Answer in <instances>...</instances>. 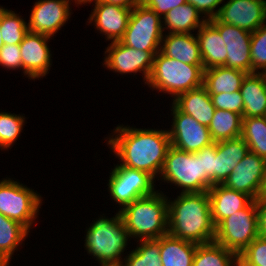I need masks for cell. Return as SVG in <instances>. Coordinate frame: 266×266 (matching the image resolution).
<instances>
[{"mask_svg": "<svg viewBox=\"0 0 266 266\" xmlns=\"http://www.w3.org/2000/svg\"><path fill=\"white\" fill-rule=\"evenodd\" d=\"M106 137L111 154L121 166L150 174L158 181L171 146L168 130L117 125ZM112 134V135H111Z\"/></svg>", "mask_w": 266, "mask_h": 266, "instance_id": "6da1fadb", "label": "cell"}, {"mask_svg": "<svg viewBox=\"0 0 266 266\" xmlns=\"http://www.w3.org/2000/svg\"><path fill=\"white\" fill-rule=\"evenodd\" d=\"M176 197L167 196L168 234L198 245L213 242L215 226L208 192L179 193Z\"/></svg>", "mask_w": 266, "mask_h": 266, "instance_id": "7a4b0ae2", "label": "cell"}, {"mask_svg": "<svg viewBox=\"0 0 266 266\" xmlns=\"http://www.w3.org/2000/svg\"><path fill=\"white\" fill-rule=\"evenodd\" d=\"M118 212L134 242L168 234V200L160 189L134 200Z\"/></svg>", "mask_w": 266, "mask_h": 266, "instance_id": "3957f363", "label": "cell"}, {"mask_svg": "<svg viewBox=\"0 0 266 266\" xmlns=\"http://www.w3.org/2000/svg\"><path fill=\"white\" fill-rule=\"evenodd\" d=\"M89 225L85 230L84 249L97 263L122 261L126 257L131 240L118 211L111 218L102 214Z\"/></svg>", "mask_w": 266, "mask_h": 266, "instance_id": "277c9868", "label": "cell"}, {"mask_svg": "<svg viewBox=\"0 0 266 266\" xmlns=\"http://www.w3.org/2000/svg\"><path fill=\"white\" fill-rule=\"evenodd\" d=\"M203 73V65H189L159 51L146 85L152 91L171 95L174 100L179 94L202 86Z\"/></svg>", "mask_w": 266, "mask_h": 266, "instance_id": "5b68a950", "label": "cell"}, {"mask_svg": "<svg viewBox=\"0 0 266 266\" xmlns=\"http://www.w3.org/2000/svg\"><path fill=\"white\" fill-rule=\"evenodd\" d=\"M43 198L40 193L13 178L0 180V213L29 231L38 219Z\"/></svg>", "mask_w": 266, "mask_h": 266, "instance_id": "8992f818", "label": "cell"}, {"mask_svg": "<svg viewBox=\"0 0 266 266\" xmlns=\"http://www.w3.org/2000/svg\"><path fill=\"white\" fill-rule=\"evenodd\" d=\"M158 180L181 188L179 193L203 192V165L197 153L170 146Z\"/></svg>", "mask_w": 266, "mask_h": 266, "instance_id": "52a82bcc", "label": "cell"}, {"mask_svg": "<svg viewBox=\"0 0 266 266\" xmlns=\"http://www.w3.org/2000/svg\"><path fill=\"white\" fill-rule=\"evenodd\" d=\"M258 236V211L256 200H252L244 209L226 217L215 227L214 242L239 256Z\"/></svg>", "mask_w": 266, "mask_h": 266, "instance_id": "ba28073f", "label": "cell"}, {"mask_svg": "<svg viewBox=\"0 0 266 266\" xmlns=\"http://www.w3.org/2000/svg\"><path fill=\"white\" fill-rule=\"evenodd\" d=\"M163 35L162 18L140 3L132 9L120 41L136 50L160 51Z\"/></svg>", "mask_w": 266, "mask_h": 266, "instance_id": "9c48e42d", "label": "cell"}, {"mask_svg": "<svg viewBox=\"0 0 266 266\" xmlns=\"http://www.w3.org/2000/svg\"><path fill=\"white\" fill-rule=\"evenodd\" d=\"M111 200L119 205L118 211L140 197L153 194L156 180L148 173L115 164L107 180Z\"/></svg>", "mask_w": 266, "mask_h": 266, "instance_id": "30bf717a", "label": "cell"}, {"mask_svg": "<svg viewBox=\"0 0 266 266\" xmlns=\"http://www.w3.org/2000/svg\"><path fill=\"white\" fill-rule=\"evenodd\" d=\"M105 50V57L101 64L104 68L109 69V72L111 70L125 76L141 73L144 85L150 76L154 57L159 52L136 50L124 45L121 41L109 43Z\"/></svg>", "mask_w": 266, "mask_h": 266, "instance_id": "8fae6325", "label": "cell"}, {"mask_svg": "<svg viewBox=\"0 0 266 266\" xmlns=\"http://www.w3.org/2000/svg\"><path fill=\"white\" fill-rule=\"evenodd\" d=\"M172 124L168 129L171 145L186 152L196 153L214 143L207 126L181 112L173 103L170 107Z\"/></svg>", "mask_w": 266, "mask_h": 266, "instance_id": "7c38bea8", "label": "cell"}, {"mask_svg": "<svg viewBox=\"0 0 266 266\" xmlns=\"http://www.w3.org/2000/svg\"><path fill=\"white\" fill-rule=\"evenodd\" d=\"M72 3L73 0H37L30 10L28 31L54 38L70 19Z\"/></svg>", "mask_w": 266, "mask_h": 266, "instance_id": "4fadbf2b", "label": "cell"}, {"mask_svg": "<svg viewBox=\"0 0 266 266\" xmlns=\"http://www.w3.org/2000/svg\"><path fill=\"white\" fill-rule=\"evenodd\" d=\"M52 39L45 34L28 32L19 44L22 73L28 79L39 80L50 73L53 59L48 42Z\"/></svg>", "mask_w": 266, "mask_h": 266, "instance_id": "5bb4252c", "label": "cell"}, {"mask_svg": "<svg viewBox=\"0 0 266 266\" xmlns=\"http://www.w3.org/2000/svg\"><path fill=\"white\" fill-rule=\"evenodd\" d=\"M266 176V160L249 152L232 170L222 185L257 200Z\"/></svg>", "mask_w": 266, "mask_h": 266, "instance_id": "9a60e30c", "label": "cell"}, {"mask_svg": "<svg viewBox=\"0 0 266 266\" xmlns=\"http://www.w3.org/2000/svg\"><path fill=\"white\" fill-rule=\"evenodd\" d=\"M209 21L218 29L225 42L227 59L224 66L252 74L250 56L252 33L240 27L220 22L217 18Z\"/></svg>", "mask_w": 266, "mask_h": 266, "instance_id": "2e32d148", "label": "cell"}, {"mask_svg": "<svg viewBox=\"0 0 266 266\" xmlns=\"http://www.w3.org/2000/svg\"><path fill=\"white\" fill-rule=\"evenodd\" d=\"M216 18L251 33L266 23V0H227Z\"/></svg>", "mask_w": 266, "mask_h": 266, "instance_id": "e0dca14e", "label": "cell"}, {"mask_svg": "<svg viewBox=\"0 0 266 266\" xmlns=\"http://www.w3.org/2000/svg\"><path fill=\"white\" fill-rule=\"evenodd\" d=\"M94 6L89 14L88 25L93 23L94 29L105 40L110 42L120 41L128 26L132 9L107 2H93Z\"/></svg>", "mask_w": 266, "mask_h": 266, "instance_id": "ac0fdd59", "label": "cell"}, {"mask_svg": "<svg viewBox=\"0 0 266 266\" xmlns=\"http://www.w3.org/2000/svg\"><path fill=\"white\" fill-rule=\"evenodd\" d=\"M207 192L215 227L226 217L244 209L253 200L247 194L227 188L222 184L213 185Z\"/></svg>", "mask_w": 266, "mask_h": 266, "instance_id": "d6986e66", "label": "cell"}, {"mask_svg": "<svg viewBox=\"0 0 266 266\" xmlns=\"http://www.w3.org/2000/svg\"><path fill=\"white\" fill-rule=\"evenodd\" d=\"M160 52L189 65H203L195 33H164Z\"/></svg>", "mask_w": 266, "mask_h": 266, "instance_id": "ffe728a7", "label": "cell"}, {"mask_svg": "<svg viewBox=\"0 0 266 266\" xmlns=\"http://www.w3.org/2000/svg\"><path fill=\"white\" fill-rule=\"evenodd\" d=\"M248 153L249 147L241 137L216 142L214 185L223 184L232 170Z\"/></svg>", "mask_w": 266, "mask_h": 266, "instance_id": "44dd1931", "label": "cell"}, {"mask_svg": "<svg viewBox=\"0 0 266 266\" xmlns=\"http://www.w3.org/2000/svg\"><path fill=\"white\" fill-rule=\"evenodd\" d=\"M172 103L181 112L192 116L198 123L207 127L210 125L216 110L203 85L179 94L172 100Z\"/></svg>", "mask_w": 266, "mask_h": 266, "instance_id": "7402d4cb", "label": "cell"}, {"mask_svg": "<svg viewBox=\"0 0 266 266\" xmlns=\"http://www.w3.org/2000/svg\"><path fill=\"white\" fill-rule=\"evenodd\" d=\"M199 42L204 70L224 66L227 50L218 29L206 21L195 33Z\"/></svg>", "mask_w": 266, "mask_h": 266, "instance_id": "603a6c76", "label": "cell"}, {"mask_svg": "<svg viewBox=\"0 0 266 266\" xmlns=\"http://www.w3.org/2000/svg\"><path fill=\"white\" fill-rule=\"evenodd\" d=\"M240 92L244 102L243 118L266 116V73L247 74Z\"/></svg>", "mask_w": 266, "mask_h": 266, "instance_id": "cb8c5ba5", "label": "cell"}, {"mask_svg": "<svg viewBox=\"0 0 266 266\" xmlns=\"http://www.w3.org/2000/svg\"><path fill=\"white\" fill-rule=\"evenodd\" d=\"M205 22L193 5L185 3L166 13L162 18V27L164 33H196Z\"/></svg>", "mask_w": 266, "mask_h": 266, "instance_id": "d4e9b609", "label": "cell"}, {"mask_svg": "<svg viewBox=\"0 0 266 266\" xmlns=\"http://www.w3.org/2000/svg\"><path fill=\"white\" fill-rule=\"evenodd\" d=\"M246 72L218 66L204 70L203 86L209 94L233 93L239 91Z\"/></svg>", "mask_w": 266, "mask_h": 266, "instance_id": "484cf974", "label": "cell"}, {"mask_svg": "<svg viewBox=\"0 0 266 266\" xmlns=\"http://www.w3.org/2000/svg\"><path fill=\"white\" fill-rule=\"evenodd\" d=\"M160 243L162 266H192L198 244L169 234L157 239Z\"/></svg>", "mask_w": 266, "mask_h": 266, "instance_id": "4316f807", "label": "cell"}, {"mask_svg": "<svg viewBox=\"0 0 266 266\" xmlns=\"http://www.w3.org/2000/svg\"><path fill=\"white\" fill-rule=\"evenodd\" d=\"M30 231L15 220H11L0 213V256L9 264L14 253L24 246Z\"/></svg>", "mask_w": 266, "mask_h": 266, "instance_id": "83f0119b", "label": "cell"}, {"mask_svg": "<svg viewBox=\"0 0 266 266\" xmlns=\"http://www.w3.org/2000/svg\"><path fill=\"white\" fill-rule=\"evenodd\" d=\"M243 117L229 110L216 109L208 129L214 142L241 136Z\"/></svg>", "mask_w": 266, "mask_h": 266, "instance_id": "f1b7e54d", "label": "cell"}, {"mask_svg": "<svg viewBox=\"0 0 266 266\" xmlns=\"http://www.w3.org/2000/svg\"><path fill=\"white\" fill-rule=\"evenodd\" d=\"M192 266H239L238 255L214 241L199 244Z\"/></svg>", "mask_w": 266, "mask_h": 266, "instance_id": "f546056e", "label": "cell"}, {"mask_svg": "<svg viewBox=\"0 0 266 266\" xmlns=\"http://www.w3.org/2000/svg\"><path fill=\"white\" fill-rule=\"evenodd\" d=\"M240 137L247 143L249 152L266 160V116L243 118Z\"/></svg>", "mask_w": 266, "mask_h": 266, "instance_id": "4dcf8cb0", "label": "cell"}, {"mask_svg": "<svg viewBox=\"0 0 266 266\" xmlns=\"http://www.w3.org/2000/svg\"><path fill=\"white\" fill-rule=\"evenodd\" d=\"M0 27L4 44L19 45L29 32L28 23L15 11L0 6Z\"/></svg>", "mask_w": 266, "mask_h": 266, "instance_id": "1f68e13d", "label": "cell"}, {"mask_svg": "<svg viewBox=\"0 0 266 266\" xmlns=\"http://www.w3.org/2000/svg\"><path fill=\"white\" fill-rule=\"evenodd\" d=\"M136 244L123 259L125 266H162L157 239L139 240Z\"/></svg>", "mask_w": 266, "mask_h": 266, "instance_id": "d6a6232c", "label": "cell"}, {"mask_svg": "<svg viewBox=\"0 0 266 266\" xmlns=\"http://www.w3.org/2000/svg\"><path fill=\"white\" fill-rule=\"evenodd\" d=\"M26 117L22 114L0 111V150L12 148L21 136Z\"/></svg>", "mask_w": 266, "mask_h": 266, "instance_id": "836d02e7", "label": "cell"}, {"mask_svg": "<svg viewBox=\"0 0 266 266\" xmlns=\"http://www.w3.org/2000/svg\"><path fill=\"white\" fill-rule=\"evenodd\" d=\"M252 73H266V23L251 36Z\"/></svg>", "mask_w": 266, "mask_h": 266, "instance_id": "e575fe53", "label": "cell"}, {"mask_svg": "<svg viewBox=\"0 0 266 266\" xmlns=\"http://www.w3.org/2000/svg\"><path fill=\"white\" fill-rule=\"evenodd\" d=\"M239 266H266V238L258 236L238 256Z\"/></svg>", "mask_w": 266, "mask_h": 266, "instance_id": "d590c367", "label": "cell"}, {"mask_svg": "<svg viewBox=\"0 0 266 266\" xmlns=\"http://www.w3.org/2000/svg\"><path fill=\"white\" fill-rule=\"evenodd\" d=\"M202 159L203 192H207L214 185V159L216 158V142L196 152Z\"/></svg>", "mask_w": 266, "mask_h": 266, "instance_id": "8d00e7d4", "label": "cell"}, {"mask_svg": "<svg viewBox=\"0 0 266 266\" xmlns=\"http://www.w3.org/2000/svg\"><path fill=\"white\" fill-rule=\"evenodd\" d=\"M216 109L243 114L244 102L240 90L233 93L209 94Z\"/></svg>", "mask_w": 266, "mask_h": 266, "instance_id": "74e56055", "label": "cell"}, {"mask_svg": "<svg viewBox=\"0 0 266 266\" xmlns=\"http://www.w3.org/2000/svg\"><path fill=\"white\" fill-rule=\"evenodd\" d=\"M0 66L6 71L22 70L20 45L4 44L0 50Z\"/></svg>", "mask_w": 266, "mask_h": 266, "instance_id": "f35d334b", "label": "cell"}, {"mask_svg": "<svg viewBox=\"0 0 266 266\" xmlns=\"http://www.w3.org/2000/svg\"><path fill=\"white\" fill-rule=\"evenodd\" d=\"M224 0H187L193 5L206 21L216 18L220 11V6Z\"/></svg>", "mask_w": 266, "mask_h": 266, "instance_id": "ab89813d", "label": "cell"}, {"mask_svg": "<svg viewBox=\"0 0 266 266\" xmlns=\"http://www.w3.org/2000/svg\"><path fill=\"white\" fill-rule=\"evenodd\" d=\"M142 3L163 18L168 11L187 3V0H142Z\"/></svg>", "mask_w": 266, "mask_h": 266, "instance_id": "60d3db41", "label": "cell"}, {"mask_svg": "<svg viewBox=\"0 0 266 266\" xmlns=\"http://www.w3.org/2000/svg\"><path fill=\"white\" fill-rule=\"evenodd\" d=\"M258 211L259 235L266 238V202H256Z\"/></svg>", "mask_w": 266, "mask_h": 266, "instance_id": "b9f144b4", "label": "cell"}, {"mask_svg": "<svg viewBox=\"0 0 266 266\" xmlns=\"http://www.w3.org/2000/svg\"><path fill=\"white\" fill-rule=\"evenodd\" d=\"M96 2H107L133 9L136 5L142 3V0H98Z\"/></svg>", "mask_w": 266, "mask_h": 266, "instance_id": "7bdbcfd3", "label": "cell"}, {"mask_svg": "<svg viewBox=\"0 0 266 266\" xmlns=\"http://www.w3.org/2000/svg\"><path fill=\"white\" fill-rule=\"evenodd\" d=\"M256 202H266V176L264 178L263 185H262L259 197L256 200Z\"/></svg>", "mask_w": 266, "mask_h": 266, "instance_id": "ee69618b", "label": "cell"}, {"mask_svg": "<svg viewBox=\"0 0 266 266\" xmlns=\"http://www.w3.org/2000/svg\"><path fill=\"white\" fill-rule=\"evenodd\" d=\"M100 266H125L124 261L99 262Z\"/></svg>", "mask_w": 266, "mask_h": 266, "instance_id": "f6af8a7d", "label": "cell"}, {"mask_svg": "<svg viewBox=\"0 0 266 266\" xmlns=\"http://www.w3.org/2000/svg\"><path fill=\"white\" fill-rule=\"evenodd\" d=\"M96 1H98V0H73V5L72 6H74L75 4V6L76 7H79V6H81L82 4H83V6L86 4V5H88V3L89 4H93V2H96ZM75 3V4H74Z\"/></svg>", "mask_w": 266, "mask_h": 266, "instance_id": "bcb514c9", "label": "cell"}, {"mask_svg": "<svg viewBox=\"0 0 266 266\" xmlns=\"http://www.w3.org/2000/svg\"><path fill=\"white\" fill-rule=\"evenodd\" d=\"M9 263L0 256V266H7Z\"/></svg>", "mask_w": 266, "mask_h": 266, "instance_id": "7dc6e473", "label": "cell"}, {"mask_svg": "<svg viewBox=\"0 0 266 266\" xmlns=\"http://www.w3.org/2000/svg\"><path fill=\"white\" fill-rule=\"evenodd\" d=\"M3 46H4V43H3V40H2L1 27H0V50L2 49Z\"/></svg>", "mask_w": 266, "mask_h": 266, "instance_id": "c3c4849f", "label": "cell"}]
</instances>
